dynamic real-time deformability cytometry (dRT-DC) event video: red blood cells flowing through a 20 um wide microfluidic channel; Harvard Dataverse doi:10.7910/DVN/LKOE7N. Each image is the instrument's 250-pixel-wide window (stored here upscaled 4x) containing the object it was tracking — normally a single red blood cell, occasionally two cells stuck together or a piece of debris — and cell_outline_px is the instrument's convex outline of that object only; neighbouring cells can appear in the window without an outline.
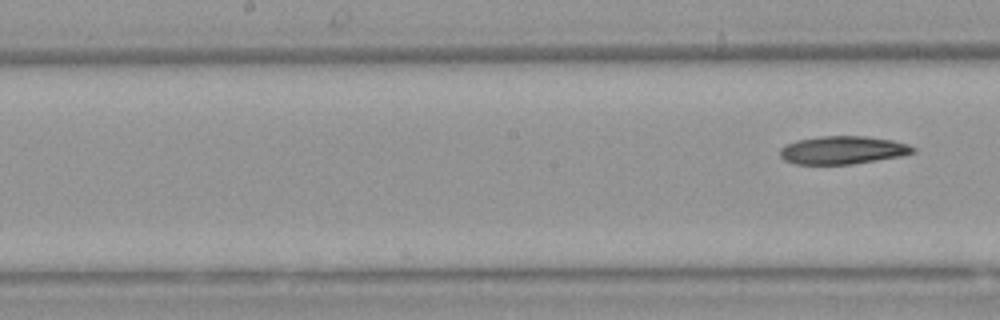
{"species": "Egyptian fruit bat (a non-hibernating species)", "species_latin": "Rousettus aegyptiacus", "temperature_condition": "warm", "stored_images_in_passage": 9, "camera_frame_rate_fps": 3000, "um_per_image_px": 0.085, "animal": {"sex": "female"}, "frame": {"image": 1, "passage_image": 9, "time_ms": 2.667, "image_size_px": [1000, 320], "cell_outline_px": [[916, 152], [900, 156], [852, 164], [796, 164], [784, 160], [780, 156], [780, 148], [796, 140], [820, 136], [864, 136], [892, 140], [908, 144], [916, 148]], "centroid_in_image_um": [71.63, 12.75], "position_along_channel_um": 176.6, "area_um2": 21.68}}